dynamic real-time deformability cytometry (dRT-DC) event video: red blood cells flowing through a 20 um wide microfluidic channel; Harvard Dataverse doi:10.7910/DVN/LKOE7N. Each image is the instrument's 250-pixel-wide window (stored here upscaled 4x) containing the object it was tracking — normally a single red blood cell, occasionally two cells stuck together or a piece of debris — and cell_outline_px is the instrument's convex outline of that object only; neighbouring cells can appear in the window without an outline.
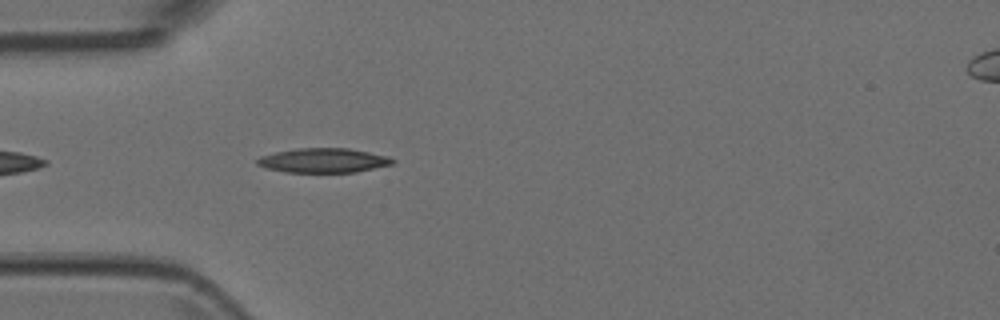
{"species": "Egyptian fruit bat (a non-hibernating species)", "species_latin": "Rousettus aegyptiacus", "temperature_condition": "room temperature", "stored_images_in_passage": 3, "camera_frame_rate_fps": 3000, "um_per_image_px": 0.085, "animal": {"sex": "female"}, "frame": {"image": 1, "passage_image": 3, "time_ms": 0.667, "image_size_px": [1000, 320], "cell_outline_px": [[396, 160], [392, 164], [356, 172], [284, 172], [268, 168], [256, 164], [256, 160], [260, 156], [276, 152], [296, 148], [348, 148], [388, 156]], "centroid_in_image_um": [27.48, 13.63], "position_along_channel_um": 57.5, "area_um2": 19.19}}